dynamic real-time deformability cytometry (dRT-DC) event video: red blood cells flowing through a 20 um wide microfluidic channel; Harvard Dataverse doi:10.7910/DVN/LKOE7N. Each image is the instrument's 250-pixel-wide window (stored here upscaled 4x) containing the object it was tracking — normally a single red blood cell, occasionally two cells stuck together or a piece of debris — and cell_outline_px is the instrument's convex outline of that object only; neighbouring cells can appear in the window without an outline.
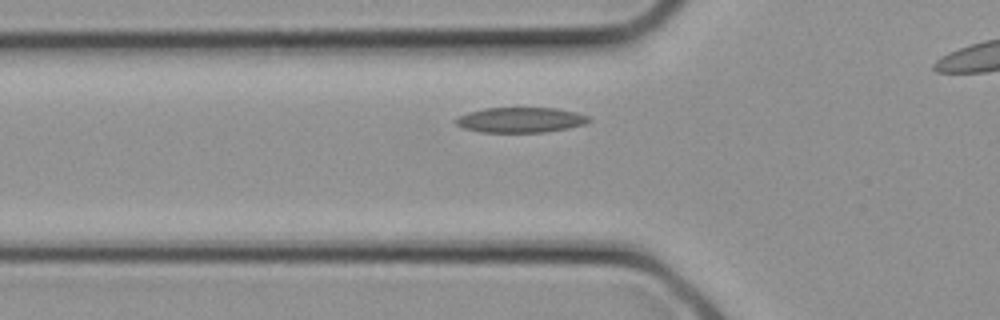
{"species": "common noctule bat (a hibernating species)", "species_latin": "Nyctalus noctula", "temperature_condition": "cold", "stored_images_in_passage": 8, "segment_of_instrument_passage": [1, 2], "camera_frame_rate_fps": 3000, "um_per_image_px": 0.085, "animal": {"sex": "female", "body_mass_g": 21.9}, "frame": {"image": 1, "passage_image": 3, "time_ms": 0.667, "image_size_px": [1000, 320], "cell_outline_px": [[592, 120], [584, 124], [568, 128], [544, 132], [480, 132], [464, 128], [456, 124], [452, 120], [468, 112], [484, 108], [556, 108], [576, 112], [588, 116]], "centroid_in_image_um": [44.23, 10.19], "position_along_channel_um": 81.6, "area_um2": 19.54}}
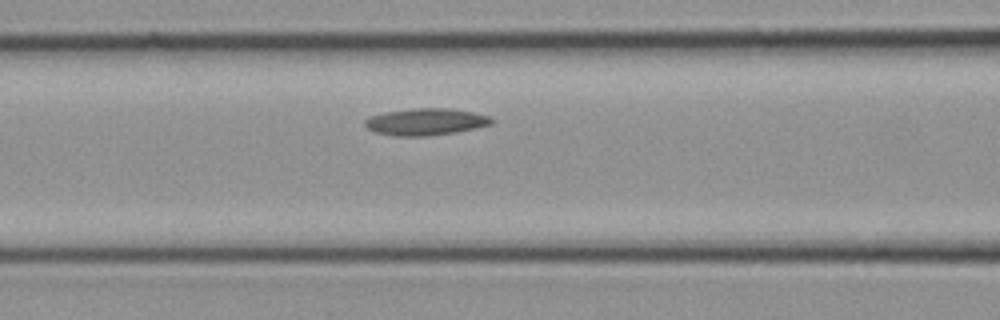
{"frame": {"image": 2, "passage_image": 5, "time_ms": 1.333, "image_size_px": [1000, 320], "cell_outline_px": [[496, 120], [492, 124], [476, 128], [456, 132], [428, 136], [392, 136], [372, 132], [364, 124], [364, 120], [368, 116], [384, 112], [416, 108], [452, 108], [472, 112], [488, 116]], "centroid_in_image_um": [36.16, 10.36], "position_along_channel_um": 130.4, "area_um2": 20.11}}
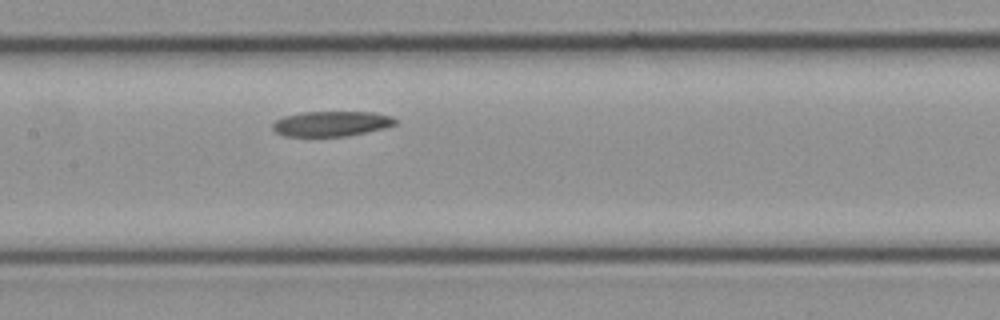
{"frame": {"image": 3, "passage_image": 7, "time_ms": 2.0, "image_size_px": [1000, 320], "cell_outline_px": [[396, 124], [384, 128], [348, 136], [284, 136], [276, 132], [272, 128], [272, 124], [276, 120], [284, 116], [304, 112], [372, 112], [392, 116], [396, 120]], "centroid_in_image_um": [28.16, 10.51], "position_along_channel_um": 179.2, "area_um2": 17.92}}